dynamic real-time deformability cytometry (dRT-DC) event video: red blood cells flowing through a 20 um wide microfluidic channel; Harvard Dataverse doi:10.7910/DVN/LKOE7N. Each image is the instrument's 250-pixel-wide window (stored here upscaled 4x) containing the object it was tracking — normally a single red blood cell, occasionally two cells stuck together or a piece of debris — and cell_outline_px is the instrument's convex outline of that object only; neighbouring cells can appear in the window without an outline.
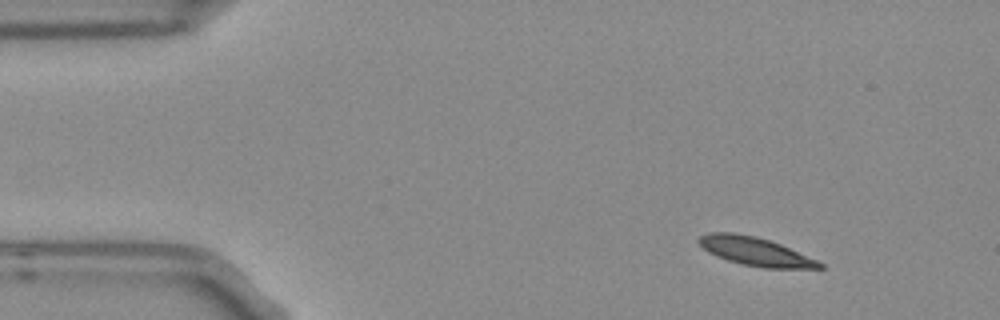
{"species": "Egyptian fruit bat (a non-hibernating species)", "species_latin": "Rousettus aegyptiacus", "temperature_condition": "room temperature", "stored_images_in_passage": 3, "camera_frame_rate_fps": 3000, "um_per_image_px": 0.085, "frame": {"image": 1, "passage_image": 1, "time_ms": 0.0, "image_size_px": [1000, 320], "cell_outline_px": [[824, 268], [764, 268], [740, 264], [716, 256], [708, 252], [696, 240], [700, 236], [712, 232], [732, 232], [756, 236], [780, 244], [816, 260], [824, 264]], "centroid_in_image_um": [64.16, 21.37], "position_along_channel_um": 20.8, "area_um2": 19.83}}